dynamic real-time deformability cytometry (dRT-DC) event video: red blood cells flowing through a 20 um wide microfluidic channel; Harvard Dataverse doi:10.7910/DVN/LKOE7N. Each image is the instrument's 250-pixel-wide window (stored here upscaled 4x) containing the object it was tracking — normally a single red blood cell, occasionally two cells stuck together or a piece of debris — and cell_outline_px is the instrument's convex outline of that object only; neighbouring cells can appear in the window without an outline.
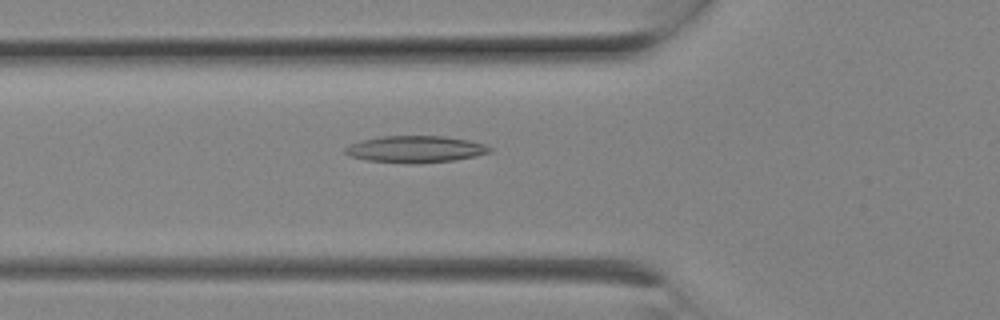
{"species": "Egyptian fruit bat (a non-hibernating species)", "species_latin": "Rousettus aegyptiacus", "temperature_condition": "room temperature", "stored_images_in_passage": 8, "camera_frame_rate_fps": 3000, "um_per_image_px": 0.085, "animal": {"sex": "female"}, "frame": {"image": 1, "passage_image": 8, "time_ms": 2.333, "image_size_px": [1000, 320], "cell_outline_px": [[492, 152], [476, 156], [452, 160], [412, 164], [368, 160], [348, 156], [344, 152], [344, 148], [348, 144], [380, 136], [444, 136], [468, 140], [484, 144], [492, 148]], "centroid_in_image_um": [35.3, 12.68], "position_along_channel_um": 90.5, "area_um2": 22.54}}